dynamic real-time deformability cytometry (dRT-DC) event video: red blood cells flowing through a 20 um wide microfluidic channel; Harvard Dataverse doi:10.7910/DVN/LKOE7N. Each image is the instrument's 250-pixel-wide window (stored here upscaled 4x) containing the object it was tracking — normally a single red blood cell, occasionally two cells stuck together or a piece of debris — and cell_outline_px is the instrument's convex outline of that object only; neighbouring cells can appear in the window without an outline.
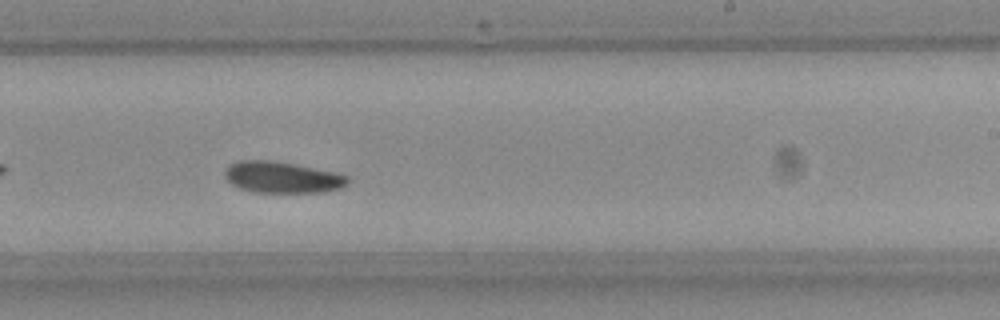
{"species": "Egyptian fruit bat (a non-hibernating species)", "species_latin": "Rousettus aegyptiacus", "temperature_condition": "room temperature", "stored_images_in_passage": 34, "camera_frame_rate_fps": 3000, "um_per_image_px": 0.085, "frame": {"image": 1, "passage_image": 25, "time_ms": 8.0, "image_size_px": [1000, 320], "cell_outline_px": [[348, 184], [340, 188], [324, 192], [256, 192], [240, 188], [232, 184], [224, 176], [224, 172], [232, 164], [240, 160], [272, 160], [336, 172], [348, 176]], "centroid_in_image_um": [24.01, 15.07], "position_along_channel_um": 265.0, "area_um2": 22.25}, "authors_computed_cell_mechanics": {"area_um2": 22.6576, "velocity_mm_per_s": 3.8881, "shape_relaxation_time_tau1_ms": 8.5038, "shape_relaxation_time_tau2_ms": null, "deformation_change_tau1": 0.1248, "deformation_change_tau2": null}}